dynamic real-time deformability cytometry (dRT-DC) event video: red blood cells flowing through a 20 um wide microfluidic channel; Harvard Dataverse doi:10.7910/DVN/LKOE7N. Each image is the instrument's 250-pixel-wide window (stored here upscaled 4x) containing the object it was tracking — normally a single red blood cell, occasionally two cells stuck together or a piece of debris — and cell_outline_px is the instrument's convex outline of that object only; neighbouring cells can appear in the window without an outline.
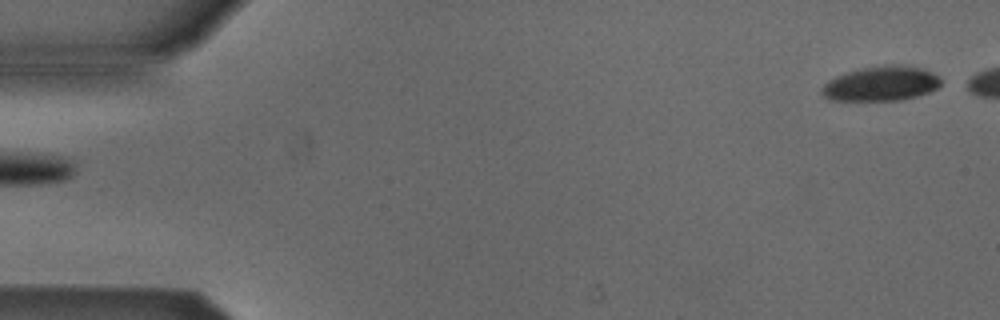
{"species": "Egyptian fruit bat (a non-hibernating species)", "species_latin": "Rousettus aegyptiacus", "temperature_condition": "cold", "stored_images_in_passage": 4, "segment_of_instrument_passage": [2, 2], "camera_frame_rate_fps": 3000, "um_per_image_px": 0.085, "animal": {"sex": "male"}, "frame": {"image": 1, "passage_image": 4, "time_ms": 4.333, "image_size_px": [1000, 320], "cell_outline_px": [[940, 84], [936, 88], [928, 92], [916, 96], [900, 100], [828, 100], [820, 92], [824, 84], [828, 80], [836, 76], [860, 68], [884, 64], [904, 64], [920, 68], [932, 72], [940, 80]], "centroid_in_image_um": [74.86, 7.09], "position_along_channel_um": 10.1, "area_um2": 24.04}}